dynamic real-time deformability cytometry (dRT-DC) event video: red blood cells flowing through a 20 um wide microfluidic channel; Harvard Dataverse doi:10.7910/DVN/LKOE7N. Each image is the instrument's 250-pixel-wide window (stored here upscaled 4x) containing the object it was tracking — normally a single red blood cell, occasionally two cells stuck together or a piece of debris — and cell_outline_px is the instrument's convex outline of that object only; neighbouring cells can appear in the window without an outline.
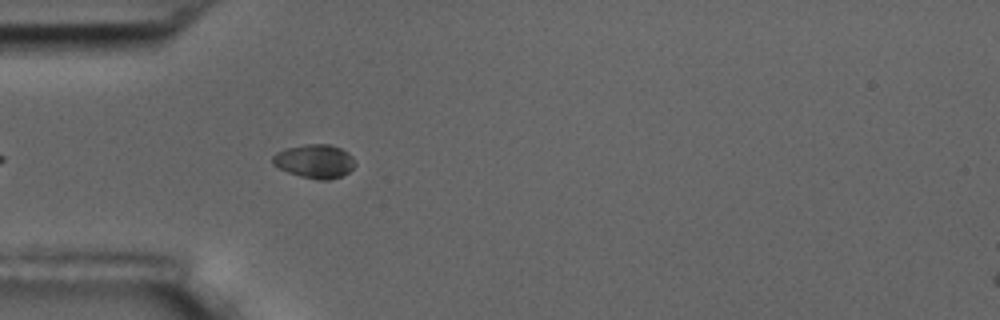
{"species": "common noctule bat (a hibernating species)", "species_latin": "Nyctalus noctula", "temperature_condition": "room temperature", "stored_images_in_passage": 15, "camera_frame_rate_fps": 3000, "um_per_image_px": 0.085, "animal": {"sex": "male", "body_mass_g": 17.5, "forearm_length_mm": 52.3}, "frame": {"image": 1, "passage_image": 7, "time_ms": 2.0, "image_size_px": [1000, 320], "cell_outline_px": [[356, 164], [348, 172], [340, 176], [328, 180], [316, 180], [300, 176], [288, 172], [272, 164], [272, 156], [276, 152], [284, 148], [304, 144], [328, 144], [340, 148], [348, 152], [352, 156]], "centroid_in_image_um": [26.73, 13.7], "position_along_channel_um": 58.3, "area_um2": 16.3}}